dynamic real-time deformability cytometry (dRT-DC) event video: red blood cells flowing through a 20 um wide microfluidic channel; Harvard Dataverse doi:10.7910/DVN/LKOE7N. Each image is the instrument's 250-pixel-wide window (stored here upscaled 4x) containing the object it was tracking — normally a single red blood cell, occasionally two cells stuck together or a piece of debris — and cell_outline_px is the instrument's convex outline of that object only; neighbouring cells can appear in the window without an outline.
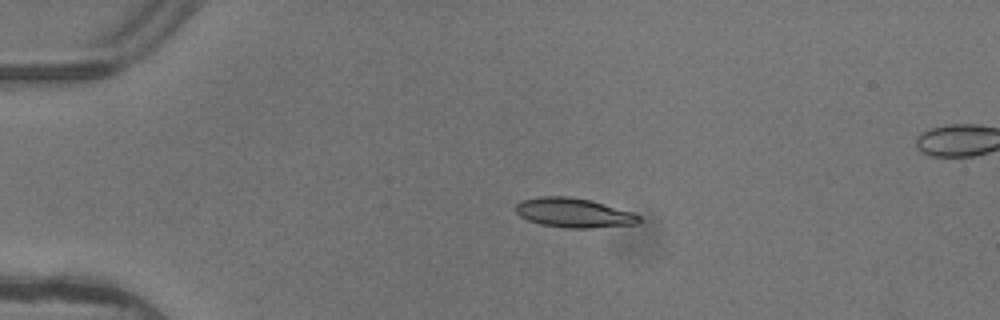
{"species": "common noctule bat (a hibernating species)", "species_latin": "Nyctalus noctula", "temperature_condition": "warm", "stored_images_in_passage": 5, "camera_frame_rate_fps": 3000, "um_per_image_px": 0.085, "animal": {"sex": "female"}, "frame": {"image": 1, "passage_image": 3, "time_ms": 0.667, "image_size_px": [1000, 320], "cell_outline_px": [[640, 220], [636, 224], [588, 228], [564, 228], [540, 224], [528, 220], [520, 216], [516, 212], [516, 204], [520, 200], [540, 196], [568, 196], [588, 200], [632, 212], [640, 216]], "centroid_in_image_um": [48.72, 18.09], "position_along_channel_um": 36.3, "area_um2": 20.98}}